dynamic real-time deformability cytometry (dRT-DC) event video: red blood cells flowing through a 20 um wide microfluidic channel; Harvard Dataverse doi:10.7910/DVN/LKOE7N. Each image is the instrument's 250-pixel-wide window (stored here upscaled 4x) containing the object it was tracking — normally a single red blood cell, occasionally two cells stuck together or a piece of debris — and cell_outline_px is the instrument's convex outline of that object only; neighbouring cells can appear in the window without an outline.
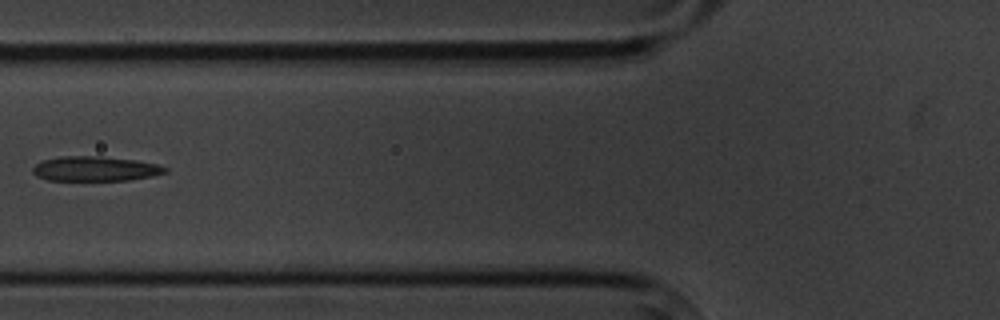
{"species": "common noctule bat (a hibernating species)", "species_latin": "Nyctalus noctula", "temperature_condition": "cold", "stored_images_in_passage": 10, "camera_frame_rate_fps": 3000, "um_per_image_px": 0.085, "animal": {"sex": "male", "body_mass_g": 20.1, "forearm_length_mm": 53.5}, "frame": {"image": 1, "passage_image": 5, "time_ms": 4.667, "image_size_px": [1000, 320], "cell_outline_px": [[168, 172], [152, 176], [132, 180], [48, 180], [36, 176], [32, 172], [32, 168], [36, 164], [44, 160], [60, 156], [100, 156], [136, 160], [156, 164], [168, 168]], "centroid_in_image_um": [8.1, 14.34], "position_along_channel_um": 117.7, "area_um2": 19.13}}
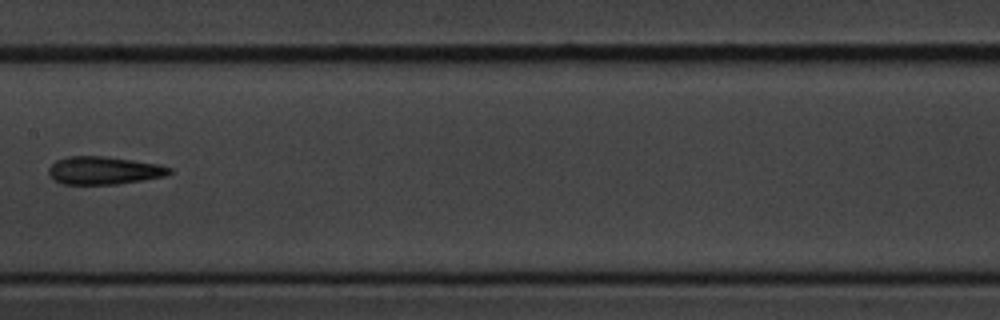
{"frame": {"image": 2, "passage_image": 7, "time_ms": 7.0, "image_size_px": [1000, 320], "cell_outline_px": [[172, 172], [164, 176], [116, 184], [60, 184], [52, 180], [48, 176], [48, 168], [56, 160], [68, 156], [104, 156], [160, 164], [172, 168]], "centroid_in_image_um": [8.77, 14.49], "position_along_channel_um": 198.6, "area_um2": 19.71}}
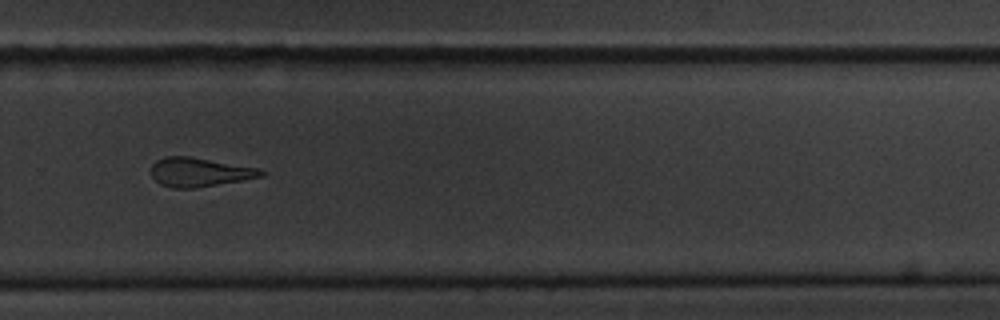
{"frame": {"image": 3, "passage_image": 10, "time_ms": 10.333, "image_size_px": [1000, 320], "cell_outline_px": [[268, 172], [264, 176], [196, 188], [172, 188], [160, 184], [152, 176], [152, 164], [156, 160], [164, 156], [188, 156], [260, 168]], "centroid_in_image_um": [16.98, 14.63], "position_along_channel_um": 312.8, "area_um2": 18.61}}